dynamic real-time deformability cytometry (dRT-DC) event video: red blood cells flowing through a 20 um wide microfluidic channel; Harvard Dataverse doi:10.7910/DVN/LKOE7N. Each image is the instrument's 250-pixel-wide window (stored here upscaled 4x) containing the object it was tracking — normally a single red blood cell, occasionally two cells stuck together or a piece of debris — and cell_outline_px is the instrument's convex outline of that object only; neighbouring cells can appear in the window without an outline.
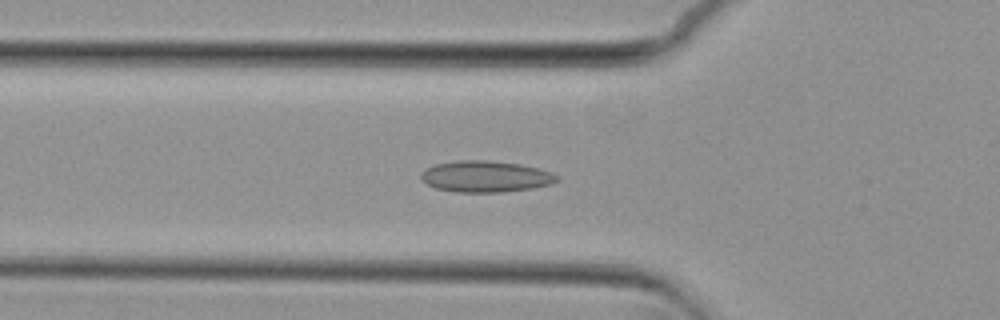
{"species": "common noctule bat (a hibernating species)", "species_latin": "Nyctalus noctula", "temperature_condition": "cold", "stored_images_in_passage": 37, "camera_frame_rate_fps": 3000, "um_per_image_px": 0.085, "animal": {"sex": "female", "body_mass_g": 29.2, "forearm_length_mm": 56.3}, "frame": {"image": 1, "passage_image": 4, "time_ms": 1.0, "image_size_px": [1000, 320], "cell_outline_px": [[560, 180], [552, 184], [532, 188], [500, 192], [456, 192], [436, 188], [420, 180], [420, 172], [436, 164], [456, 160], [484, 160], [520, 164], [552, 172], [560, 176]], "centroid_in_image_um": [41.28, 15.0], "position_along_channel_um": 84.5, "area_um2": 24.85}}
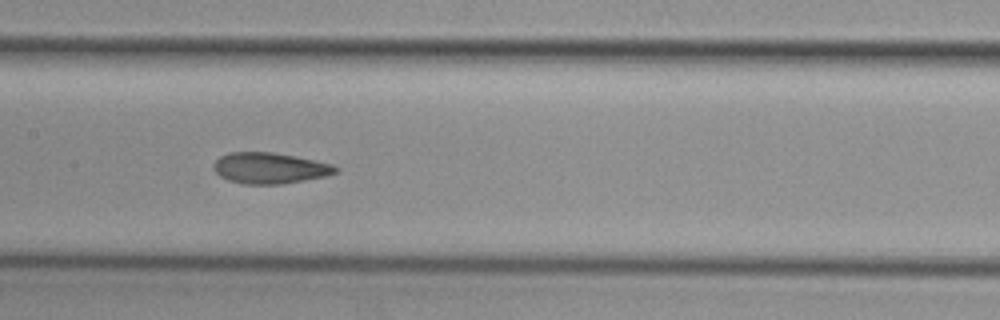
{"frame": {"image": 2, "passage_image": 12, "time_ms": 3.667, "image_size_px": [1000, 320], "cell_outline_px": [[340, 168], [336, 172], [324, 176], [304, 180], [280, 184], [244, 184], [228, 180], [220, 176], [212, 168], [212, 164], [220, 156], [228, 152], [272, 152], [332, 164]], "centroid_in_image_um": [22.87, 14.29], "position_along_channel_um": 184.5, "area_um2": 21.85}}
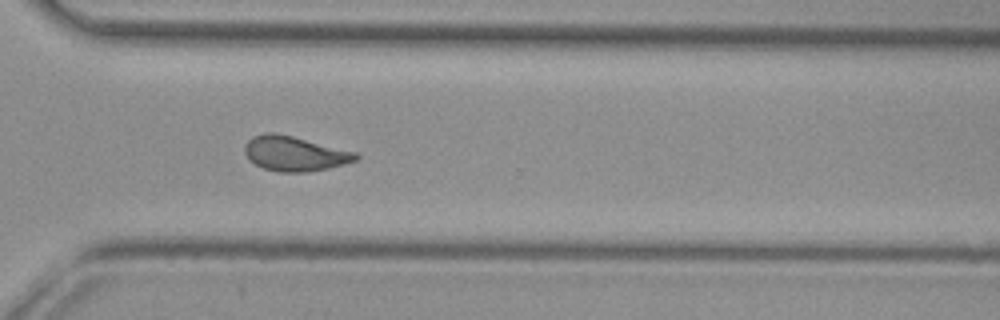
{"frame": {"image": 3, "passage_image": 25, "time_ms": 8.0, "image_size_px": [1000, 320], "cell_outline_px": [[360, 156], [356, 160], [344, 164], [328, 168], [304, 172], [280, 172], [264, 168], [256, 164], [244, 152], [244, 144], [252, 136], [264, 132], [276, 132], [356, 152]], "centroid_in_image_um": [25.03, 13.04], "position_along_channel_um": 345.6, "area_um2": 22.37}, "authors_computed_cell_mechanics": {"area_um2": 22.1374, "velocity_mm_per_s": 3.724, "shape_relaxation_time_tau1_ms": null, "shape_relaxation_time_tau2_ms": 2.1893, "deformation_change_tau1": null, "deformation_change_tau2": 0.0689}}